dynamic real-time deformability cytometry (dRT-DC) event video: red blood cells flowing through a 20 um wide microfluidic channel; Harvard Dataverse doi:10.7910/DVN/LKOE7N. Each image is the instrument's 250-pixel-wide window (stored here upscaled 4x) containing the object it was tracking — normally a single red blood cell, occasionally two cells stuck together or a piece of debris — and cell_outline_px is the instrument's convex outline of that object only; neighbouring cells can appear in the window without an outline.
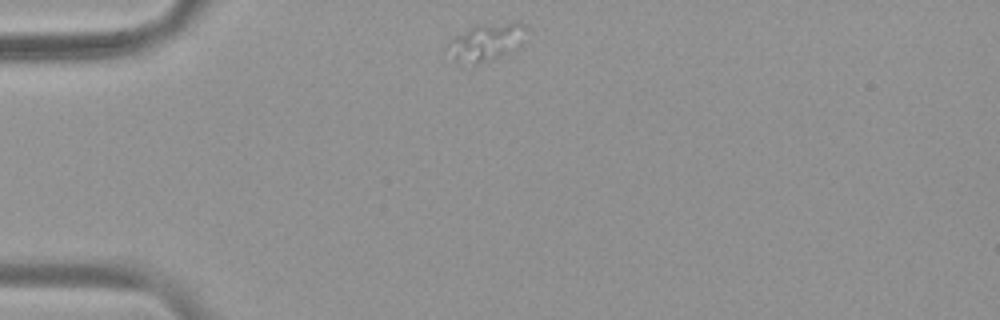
{"species": "common noctule bat (a hibernating species)", "species_latin": "Nyctalus noctula", "temperature_condition": "warm", "stored_images_in_passage": 7, "camera_frame_rate_fps": 3000, "um_per_image_px": 0.085, "animal": {"sex": "female", "body_mass_g": 19.9}, "frame": {"image": 1, "passage_image": 1, "time_ms": 0.0, "image_size_px": [1000, 320], "cell_outline_px": [[528, 28], [524, 44], [500, 56], [476, 64], [460, 64], [452, 60], [444, 48], [452, 36], [476, 24], [516, 20], [528, 24]], "centroid_in_image_um": [41.33, 3.53], "position_along_channel_um": 43.7, "area_um2": 18.32}}
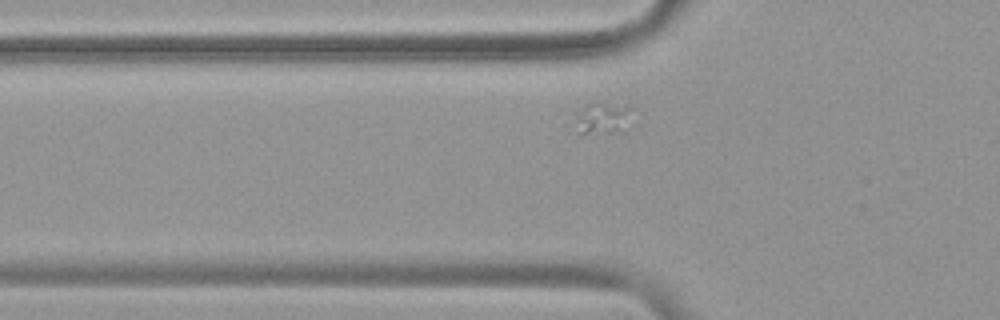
{"frame": {"image": 2, "passage_image": 6, "time_ms": 1.667, "image_size_px": [1000, 320], "cell_outline_px": [[636, 108], [632, 124], [612, 132], [580, 136], [572, 124], [572, 112], [592, 100], [596, 100], [632, 104]], "centroid_in_image_um": [51.2, 9.97], "position_along_channel_um": 74.6, "area_um2": 12.54}}